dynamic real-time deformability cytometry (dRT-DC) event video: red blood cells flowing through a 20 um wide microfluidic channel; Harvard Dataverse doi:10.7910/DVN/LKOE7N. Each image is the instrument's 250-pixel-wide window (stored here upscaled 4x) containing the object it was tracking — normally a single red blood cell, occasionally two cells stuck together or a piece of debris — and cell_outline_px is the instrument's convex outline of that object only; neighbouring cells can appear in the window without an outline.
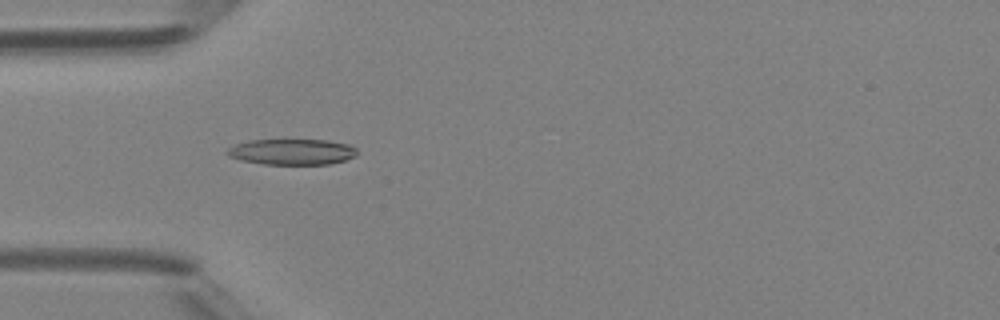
{"species": "Egyptian fruit bat (a non-hibernating species)", "species_latin": "Rousettus aegyptiacus", "temperature_condition": "room temperature", "stored_images_in_passage": 6, "camera_frame_rate_fps": 3000, "um_per_image_px": 0.085, "animal": {"sex": "female"}, "frame": {"image": 1, "passage_image": 4, "time_ms": 4.0, "image_size_px": [1000, 320], "cell_outline_px": [[356, 156], [344, 160], [328, 164], [264, 164], [240, 160], [228, 156], [228, 148], [236, 144], [248, 140], [328, 140], [348, 144], [356, 148]], "centroid_in_image_um": [24.82, 12.9], "position_along_channel_um": 60.2, "area_um2": 19.42}}
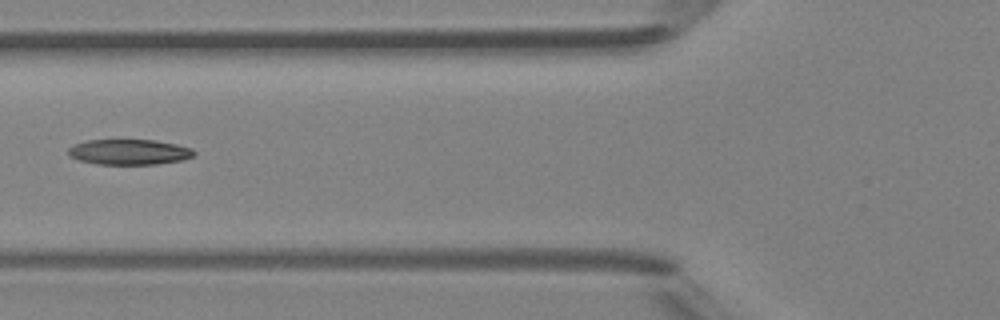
{"frame": {"image": 2, "passage_image": 5, "time_ms": 5.333, "image_size_px": [1000, 320], "cell_outline_px": [[196, 156], [184, 160], [156, 164], [96, 164], [80, 160], [68, 156], [68, 148], [76, 144], [88, 140], [156, 140], [176, 144], [192, 148], [196, 152]], "centroid_in_image_um": [11.03, 12.92], "position_along_channel_um": 114.8, "area_um2": 18.73}}
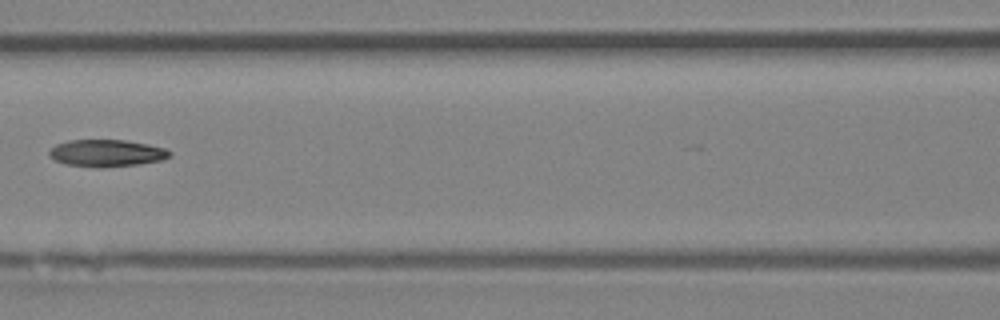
{"frame": {"image": 3, "passage_image": 6, "time_ms": 6.333, "image_size_px": [1000, 320], "cell_outline_px": [[172, 156], [160, 160], [136, 164], [104, 168], [96, 168], [64, 164], [48, 156], [48, 152], [56, 144], [68, 140], [124, 140], [148, 144], [164, 148], [172, 152]], "centroid_in_image_um": [9.04, 13.02], "position_along_channel_um": 157.6, "area_um2": 19.07}}